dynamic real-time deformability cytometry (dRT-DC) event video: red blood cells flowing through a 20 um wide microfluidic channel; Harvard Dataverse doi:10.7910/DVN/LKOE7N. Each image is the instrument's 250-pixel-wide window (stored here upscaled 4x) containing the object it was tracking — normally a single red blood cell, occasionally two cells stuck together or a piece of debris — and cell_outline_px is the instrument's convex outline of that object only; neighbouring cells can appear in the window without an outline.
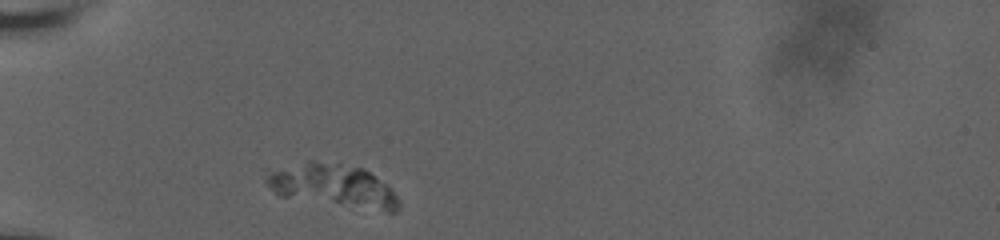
{"species": "human", "species_latin": "Homo sapiens", "temperature_condition": "room temperature", "stored_images_in_passage": 24, "camera_frame_rate_fps": 3000, "um_per_image_px": 0.085, "donor": {"sex": "male"}, "frame": {"image": 1, "passage_image": 1, "time_ms": 0.0, "image_size_px": [1000, 240], "cell_outline_px": [[400, 204], [396, 212], [388, 212], [280, 196], [264, 180], [264, 168], [312, 164], [336, 164], [364, 168], [384, 184], [400, 200]], "centroid_in_image_um": [28.26, 15.81], "position_along_channel_um": 56.7, "area_um2": 31.96}}
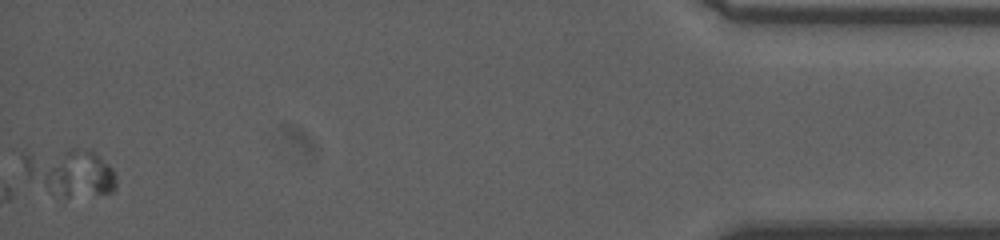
{"frame": {"image": 2, "passage_image": 24, "time_ms": 13.333, "image_size_px": [1000, 240], "cell_outline_px": [[116, 188], [112, 192], [68, 196], [64, 196], [48, 192], [28, 176], [24, 168], [20, 156], [20, 152], [68, 148], [92, 148], [112, 168], [116, 176]], "centroid_in_image_um": [5.92, 14.56], "position_along_channel_um": 429.3, "area_um2": 26.01}}